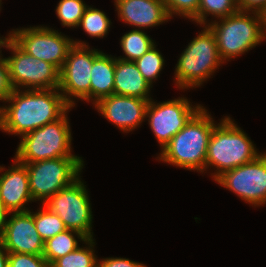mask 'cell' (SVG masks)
I'll return each instance as SVG.
<instances>
[{
  "label": "cell",
  "instance_id": "32",
  "mask_svg": "<svg viewBox=\"0 0 266 267\" xmlns=\"http://www.w3.org/2000/svg\"><path fill=\"white\" fill-rule=\"evenodd\" d=\"M239 11L257 12L266 15V0H237Z\"/></svg>",
  "mask_w": 266,
  "mask_h": 267
},
{
  "label": "cell",
  "instance_id": "36",
  "mask_svg": "<svg viewBox=\"0 0 266 267\" xmlns=\"http://www.w3.org/2000/svg\"><path fill=\"white\" fill-rule=\"evenodd\" d=\"M1 4H2V0H0V11H1V6H2Z\"/></svg>",
  "mask_w": 266,
  "mask_h": 267
},
{
  "label": "cell",
  "instance_id": "6",
  "mask_svg": "<svg viewBox=\"0 0 266 267\" xmlns=\"http://www.w3.org/2000/svg\"><path fill=\"white\" fill-rule=\"evenodd\" d=\"M70 108L58 120L21 137L14 158L21 164L55 158H82L72 154V131L68 119Z\"/></svg>",
  "mask_w": 266,
  "mask_h": 267
},
{
  "label": "cell",
  "instance_id": "24",
  "mask_svg": "<svg viewBox=\"0 0 266 267\" xmlns=\"http://www.w3.org/2000/svg\"><path fill=\"white\" fill-rule=\"evenodd\" d=\"M111 20L104 11L87 6L78 27H82L91 38H104L111 27Z\"/></svg>",
  "mask_w": 266,
  "mask_h": 267
},
{
  "label": "cell",
  "instance_id": "10",
  "mask_svg": "<svg viewBox=\"0 0 266 267\" xmlns=\"http://www.w3.org/2000/svg\"><path fill=\"white\" fill-rule=\"evenodd\" d=\"M81 177L42 204L58 215L67 229L78 231L87 239H93L90 194Z\"/></svg>",
  "mask_w": 266,
  "mask_h": 267
},
{
  "label": "cell",
  "instance_id": "29",
  "mask_svg": "<svg viewBox=\"0 0 266 267\" xmlns=\"http://www.w3.org/2000/svg\"><path fill=\"white\" fill-rule=\"evenodd\" d=\"M8 267H50L43 255L9 253Z\"/></svg>",
  "mask_w": 266,
  "mask_h": 267
},
{
  "label": "cell",
  "instance_id": "25",
  "mask_svg": "<svg viewBox=\"0 0 266 267\" xmlns=\"http://www.w3.org/2000/svg\"><path fill=\"white\" fill-rule=\"evenodd\" d=\"M39 206V209H37L36 212H33V217L36 230L45 242L67 228L58 215L53 213L43 204Z\"/></svg>",
  "mask_w": 266,
  "mask_h": 267
},
{
  "label": "cell",
  "instance_id": "13",
  "mask_svg": "<svg viewBox=\"0 0 266 267\" xmlns=\"http://www.w3.org/2000/svg\"><path fill=\"white\" fill-rule=\"evenodd\" d=\"M215 182L250 206L266 204V151L255 160L224 172Z\"/></svg>",
  "mask_w": 266,
  "mask_h": 267
},
{
  "label": "cell",
  "instance_id": "35",
  "mask_svg": "<svg viewBox=\"0 0 266 267\" xmlns=\"http://www.w3.org/2000/svg\"><path fill=\"white\" fill-rule=\"evenodd\" d=\"M4 39H5V37H3V36L1 37V36H0V49L2 48L1 46H2V43H3V40H4Z\"/></svg>",
  "mask_w": 266,
  "mask_h": 267
},
{
  "label": "cell",
  "instance_id": "5",
  "mask_svg": "<svg viewBox=\"0 0 266 267\" xmlns=\"http://www.w3.org/2000/svg\"><path fill=\"white\" fill-rule=\"evenodd\" d=\"M202 29L182 51L175 66L173 81L179 90L201 87L225 64L219 55L214 33L207 25Z\"/></svg>",
  "mask_w": 266,
  "mask_h": 267
},
{
  "label": "cell",
  "instance_id": "8",
  "mask_svg": "<svg viewBox=\"0 0 266 267\" xmlns=\"http://www.w3.org/2000/svg\"><path fill=\"white\" fill-rule=\"evenodd\" d=\"M1 47L11 50L6 60L14 89L59 88L60 70L56 66L27 54L8 35Z\"/></svg>",
  "mask_w": 266,
  "mask_h": 267
},
{
  "label": "cell",
  "instance_id": "31",
  "mask_svg": "<svg viewBox=\"0 0 266 267\" xmlns=\"http://www.w3.org/2000/svg\"><path fill=\"white\" fill-rule=\"evenodd\" d=\"M98 267H147L142 262H137L123 257H107L98 259Z\"/></svg>",
  "mask_w": 266,
  "mask_h": 267
},
{
  "label": "cell",
  "instance_id": "1",
  "mask_svg": "<svg viewBox=\"0 0 266 267\" xmlns=\"http://www.w3.org/2000/svg\"><path fill=\"white\" fill-rule=\"evenodd\" d=\"M4 103L0 130L19 138L58 120L71 108L59 89H14Z\"/></svg>",
  "mask_w": 266,
  "mask_h": 267
},
{
  "label": "cell",
  "instance_id": "21",
  "mask_svg": "<svg viewBox=\"0 0 266 267\" xmlns=\"http://www.w3.org/2000/svg\"><path fill=\"white\" fill-rule=\"evenodd\" d=\"M153 40L144 30L133 29L122 35L120 38V46L125 55H120L119 59L126 61H135L142 57L150 48L155 45Z\"/></svg>",
  "mask_w": 266,
  "mask_h": 267
},
{
  "label": "cell",
  "instance_id": "12",
  "mask_svg": "<svg viewBox=\"0 0 266 267\" xmlns=\"http://www.w3.org/2000/svg\"><path fill=\"white\" fill-rule=\"evenodd\" d=\"M202 107V104L193 105L183 96L159 103L150 99L146 120L161 150Z\"/></svg>",
  "mask_w": 266,
  "mask_h": 267
},
{
  "label": "cell",
  "instance_id": "2",
  "mask_svg": "<svg viewBox=\"0 0 266 267\" xmlns=\"http://www.w3.org/2000/svg\"><path fill=\"white\" fill-rule=\"evenodd\" d=\"M203 106L166 145L157 160L190 171L205 172L210 135L217 124Z\"/></svg>",
  "mask_w": 266,
  "mask_h": 267
},
{
  "label": "cell",
  "instance_id": "28",
  "mask_svg": "<svg viewBox=\"0 0 266 267\" xmlns=\"http://www.w3.org/2000/svg\"><path fill=\"white\" fill-rule=\"evenodd\" d=\"M170 19L179 16L192 20L198 12L200 0H163Z\"/></svg>",
  "mask_w": 266,
  "mask_h": 267
},
{
  "label": "cell",
  "instance_id": "11",
  "mask_svg": "<svg viewBox=\"0 0 266 267\" xmlns=\"http://www.w3.org/2000/svg\"><path fill=\"white\" fill-rule=\"evenodd\" d=\"M44 25L11 29L8 36L27 54L62 69L73 39Z\"/></svg>",
  "mask_w": 266,
  "mask_h": 267
},
{
  "label": "cell",
  "instance_id": "18",
  "mask_svg": "<svg viewBox=\"0 0 266 267\" xmlns=\"http://www.w3.org/2000/svg\"><path fill=\"white\" fill-rule=\"evenodd\" d=\"M152 86L144 79L134 61H126L115 57L114 94L152 99Z\"/></svg>",
  "mask_w": 266,
  "mask_h": 267
},
{
  "label": "cell",
  "instance_id": "4",
  "mask_svg": "<svg viewBox=\"0 0 266 267\" xmlns=\"http://www.w3.org/2000/svg\"><path fill=\"white\" fill-rule=\"evenodd\" d=\"M207 26L215 35L224 63L245 54L266 39V15L257 12L238 11L227 17L211 19Z\"/></svg>",
  "mask_w": 266,
  "mask_h": 267
},
{
  "label": "cell",
  "instance_id": "16",
  "mask_svg": "<svg viewBox=\"0 0 266 267\" xmlns=\"http://www.w3.org/2000/svg\"><path fill=\"white\" fill-rule=\"evenodd\" d=\"M12 160L8 169L0 165V200L9 212H26L30 210L26 204L35 202L29 189L27 168L15 158Z\"/></svg>",
  "mask_w": 266,
  "mask_h": 267
},
{
  "label": "cell",
  "instance_id": "19",
  "mask_svg": "<svg viewBox=\"0 0 266 267\" xmlns=\"http://www.w3.org/2000/svg\"><path fill=\"white\" fill-rule=\"evenodd\" d=\"M115 56L101 52L91 69L90 102L94 105L100 99L114 94Z\"/></svg>",
  "mask_w": 266,
  "mask_h": 267
},
{
  "label": "cell",
  "instance_id": "22",
  "mask_svg": "<svg viewBox=\"0 0 266 267\" xmlns=\"http://www.w3.org/2000/svg\"><path fill=\"white\" fill-rule=\"evenodd\" d=\"M238 11L237 0H200L197 15L191 21L201 27L209 23V15L216 20Z\"/></svg>",
  "mask_w": 266,
  "mask_h": 267
},
{
  "label": "cell",
  "instance_id": "20",
  "mask_svg": "<svg viewBox=\"0 0 266 267\" xmlns=\"http://www.w3.org/2000/svg\"><path fill=\"white\" fill-rule=\"evenodd\" d=\"M77 237V238H76ZM87 238L80 232L66 229L44 242L43 256L51 266L57 259L75 251Z\"/></svg>",
  "mask_w": 266,
  "mask_h": 267
},
{
  "label": "cell",
  "instance_id": "3",
  "mask_svg": "<svg viewBox=\"0 0 266 267\" xmlns=\"http://www.w3.org/2000/svg\"><path fill=\"white\" fill-rule=\"evenodd\" d=\"M230 116L223 117L213 128L207 147L205 173L214 169L215 181L224 172L255 160L262 152Z\"/></svg>",
  "mask_w": 266,
  "mask_h": 267
},
{
  "label": "cell",
  "instance_id": "30",
  "mask_svg": "<svg viewBox=\"0 0 266 267\" xmlns=\"http://www.w3.org/2000/svg\"><path fill=\"white\" fill-rule=\"evenodd\" d=\"M13 91L14 88L10 80L8 63L0 49V101L4 103Z\"/></svg>",
  "mask_w": 266,
  "mask_h": 267
},
{
  "label": "cell",
  "instance_id": "26",
  "mask_svg": "<svg viewBox=\"0 0 266 267\" xmlns=\"http://www.w3.org/2000/svg\"><path fill=\"white\" fill-rule=\"evenodd\" d=\"M156 46V44L153 45L148 52L134 61L144 79L148 81L152 87L155 80H158V77H160V73L165 66V60Z\"/></svg>",
  "mask_w": 266,
  "mask_h": 267
},
{
  "label": "cell",
  "instance_id": "17",
  "mask_svg": "<svg viewBox=\"0 0 266 267\" xmlns=\"http://www.w3.org/2000/svg\"><path fill=\"white\" fill-rule=\"evenodd\" d=\"M114 6L118 18L135 29L157 27L171 20L163 0H114Z\"/></svg>",
  "mask_w": 266,
  "mask_h": 267
},
{
  "label": "cell",
  "instance_id": "27",
  "mask_svg": "<svg viewBox=\"0 0 266 267\" xmlns=\"http://www.w3.org/2000/svg\"><path fill=\"white\" fill-rule=\"evenodd\" d=\"M87 6L83 0H60L55 12L62 26L78 28Z\"/></svg>",
  "mask_w": 266,
  "mask_h": 267
},
{
  "label": "cell",
  "instance_id": "34",
  "mask_svg": "<svg viewBox=\"0 0 266 267\" xmlns=\"http://www.w3.org/2000/svg\"><path fill=\"white\" fill-rule=\"evenodd\" d=\"M9 253L0 242V267H8Z\"/></svg>",
  "mask_w": 266,
  "mask_h": 267
},
{
  "label": "cell",
  "instance_id": "14",
  "mask_svg": "<svg viewBox=\"0 0 266 267\" xmlns=\"http://www.w3.org/2000/svg\"><path fill=\"white\" fill-rule=\"evenodd\" d=\"M0 242L8 253L42 255L44 240L36 230L33 210L10 212Z\"/></svg>",
  "mask_w": 266,
  "mask_h": 267
},
{
  "label": "cell",
  "instance_id": "15",
  "mask_svg": "<svg viewBox=\"0 0 266 267\" xmlns=\"http://www.w3.org/2000/svg\"><path fill=\"white\" fill-rule=\"evenodd\" d=\"M150 99L112 94L100 99L94 108L117 129L129 133L142 125Z\"/></svg>",
  "mask_w": 266,
  "mask_h": 267
},
{
  "label": "cell",
  "instance_id": "9",
  "mask_svg": "<svg viewBox=\"0 0 266 267\" xmlns=\"http://www.w3.org/2000/svg\"><path fill=\"white\" fill-rule=\"evenodd\" d=\"M64 65L60 70L59 91L71 107L76 106V99L90 102V77L93 60L102 52L90 48L87 42L73 40Z\"/></svg>",
  "mask_w": 266,
  "mask_h": 267
},
{
  "label": "cell",
  "instance_id": "23",
  "mask_svg": "<svg viewBox=\"0 0 266 267\" xmlns=\"http://www.w3.org/2000/svg\"><path fill=\"white\" fill-rule=\"evenodd\" d=\"M94 239H86L82 243L85 246H79L75 251L57 259L50 267H98Z\"/></svg>",
  "mask_w": 266,
  "mask_h": 267
},
{
  "label": "cell",
  "instance_id": "33",
  "mask_svg": "<svg viewBox=\"0 0 266 267\" xmlns=\"http://www.w3.org/2000/svg\"><path fill=\"white\" fill-rule=\"evenodd\" d=\"M9 213L10 212L4 207V204L0 200V240L3 236Z\"/></svg>",
  "mask_w": 266,
  "mask_h": 267
},
{
  "label": "cell",
  "instance_id": "7",
  "mask_svg": "<svg viewBox=\"0 0 266 267\" xmlns=\"http://www.w3.org/2000/svg\"><path fill=\"white\" fill-rule=\"evenodd\" d=\"M32 199L42 204L77 180L85 166L82 158H55L24 164Z\"/></svg>",
  "mask_w": 266,
  "mask_h": 267
}]
</instances>
